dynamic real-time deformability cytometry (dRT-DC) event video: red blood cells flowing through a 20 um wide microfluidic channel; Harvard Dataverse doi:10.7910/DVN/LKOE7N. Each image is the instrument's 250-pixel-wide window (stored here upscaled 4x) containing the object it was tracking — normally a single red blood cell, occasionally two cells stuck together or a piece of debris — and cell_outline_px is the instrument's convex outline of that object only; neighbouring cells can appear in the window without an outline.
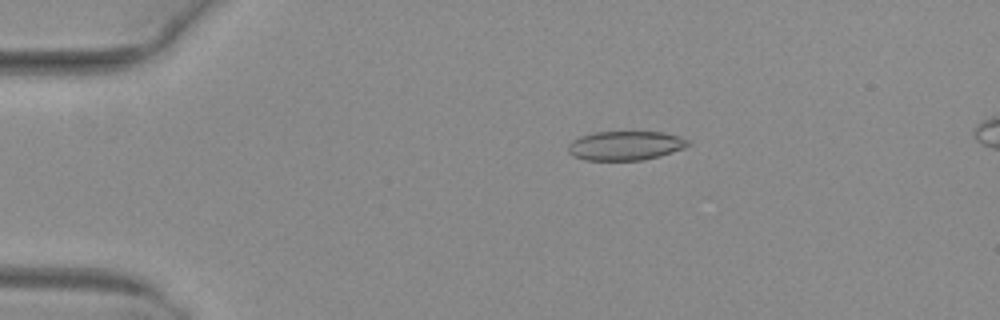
{"species": "common noctule bat (a hibernating species)", "species_latin": "Nyctalus noctula", "temperature_condition": "warm", "stored_images_in_passage": 26, "camera_frame_rate_fps": 3000, "um_per_image_px": 0.085, "animal": {"sex": "female", "body_mass_g": 29.2, "forearm_length_mm": 56.3}, "frame": {"image": 1, "passage_image": 3, "time_ms": 0.667, "image_size_px": [1000, 320], "cell_outline_px": [[688, 144], [684, 148], [660, 156], [644, 160], [584, 160], [572, 156], [568, 152], [568, 144], [572, 140], [580, 136], [592, 132], [664, 132], [680, 136], [688, 140]], "centroid_in_image_um": [53.12, 12.38], "position_along_channel_um": 31.9, "area_um2": 20.52}}
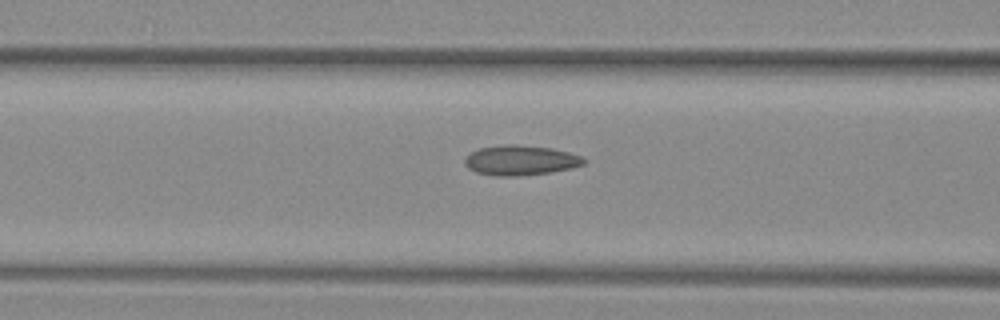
{"frame": {"image": 2, "passage_image": 14, "time_ms": 4.333, "image_size_px": [1000, 320], "cell_outline_px": [[588, 160], [584, 164], [572, 168], [548, 172], [516, 176], [496, 176], [476, 172], [468, 168], [464, 164], [464, 160], [472, 152], [480, 148], [504, 144], [516, 144], [552, 148], [568, 152], [580, 156]], "centroid_in_image_um": [44.25, 13.62], "position_along_channel_um": 122.4, "area_um2": 20.69}}
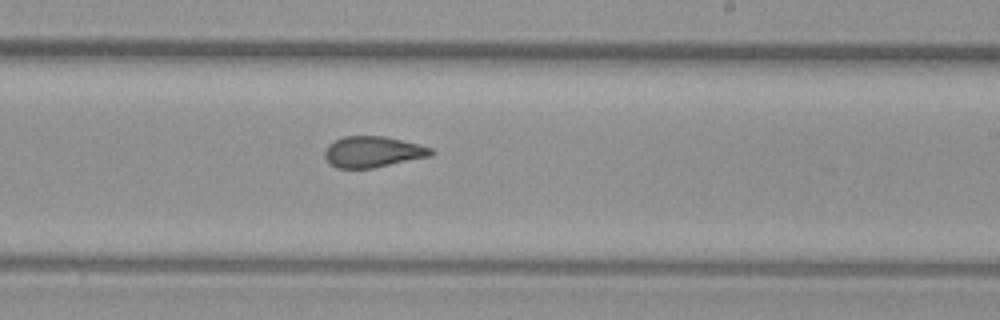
{"frame": {"image": 3, "passage_image": 24, "time_ms": 7.667, "image_size_px": [1000, 320], "cell_outline_px": [[436, 152], [432, 156], [372, 168], [336, 168], [328, 164], [324, 156], [324, 152], [328, 144], [344, 136], [384, 136], [420, 144], [432, 148]], "centroid_in_image_um": [31.7, 12.91], "position_along_channel_um": 257.3, "area_um2": 19.42}}